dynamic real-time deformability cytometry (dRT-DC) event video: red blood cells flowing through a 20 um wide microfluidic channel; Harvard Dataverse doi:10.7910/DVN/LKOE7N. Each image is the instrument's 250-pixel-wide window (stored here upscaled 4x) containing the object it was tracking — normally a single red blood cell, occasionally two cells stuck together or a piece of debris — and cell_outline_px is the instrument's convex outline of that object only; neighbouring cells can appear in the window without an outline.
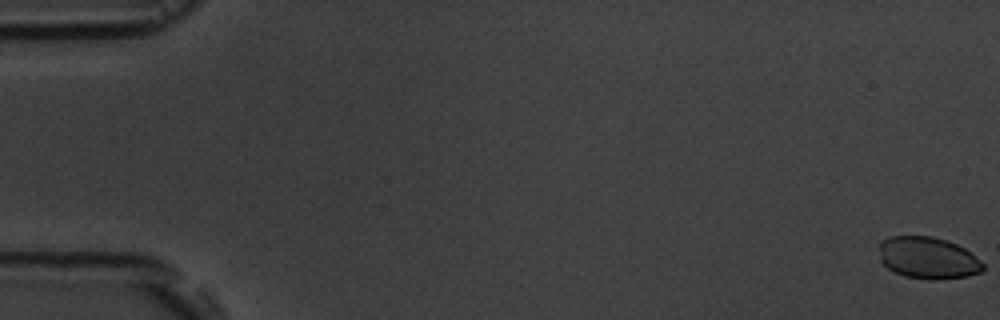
{"species": "common noctule bat (a hibernating species)", "species_latin": "Nyctalus noctula", "temperature_condition": "room temperature", "stored_images_in_passage": 5, "camera_frame_rate_fps": 3000, "um_per_image_px": 0.085, "animal": {"sex": "male", "body_mass_g": 19.5, "forearm_length_mm": 54.6}, "frame": {"image": 1, "passage_image": 1, "time_ms": 0.0, "image_size_px": [1000, 320], "cell_outline_px": [[984, 268], [980, 272], [968, 276], [936, 280], [904, 276], [888, 268], [880, 260], [880, 240], [888, 236], [932, 236], [956, 244], [964, 248], [980, 260], [984, 264]], "centroid_in_image_um": [78.86, 21.92], "position_along_channel_um": 6.1, "area_um2": 25.26}}